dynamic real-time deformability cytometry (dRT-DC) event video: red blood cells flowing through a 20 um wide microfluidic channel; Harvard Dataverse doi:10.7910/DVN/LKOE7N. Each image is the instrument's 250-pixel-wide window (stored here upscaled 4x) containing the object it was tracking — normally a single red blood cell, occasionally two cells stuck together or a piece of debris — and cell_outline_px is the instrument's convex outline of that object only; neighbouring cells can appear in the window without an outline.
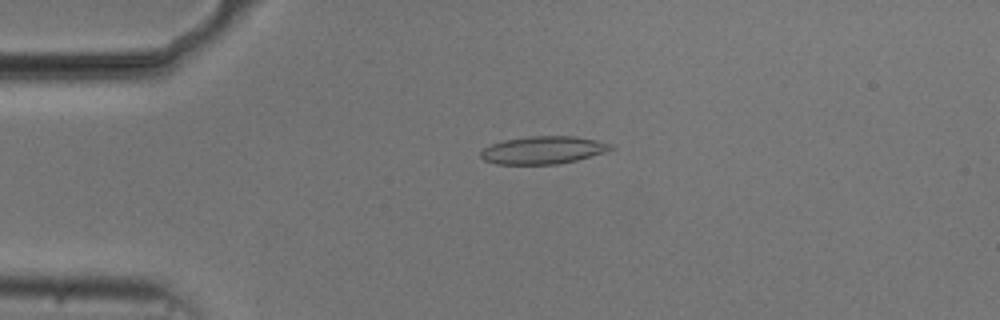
{"species": "common noctule bat (a hibernating species)", "species_latin": "Nyctalus noctula", "temperature_condition": "cold", "stored_images_in_passage": 44, "camera_frame_rate_fps": 3000, "um_per_image_px": 0.085, "animal": {"sex": "male", "body_mass_g": 20.5, "forearm_length_mm": 52.5}, "frame": {"image": 1, "passage_image": 5, "time_ms": 1.333, "image_size_px": [1000, 320], "cell_outline_px": [[616, 148], [604, 152], [576, 160], [556, 164], [496, 164], [484, 160], [480, 156], [480, 152], [484, 148], [492, 144], [504, 140], [528, 136], [572, 136], [596, 140], [608, 144]], "centroid_in_image_um": [46.13, 12.76], "position_along_channel_um": 38.9, "area_um2": 20.75}}
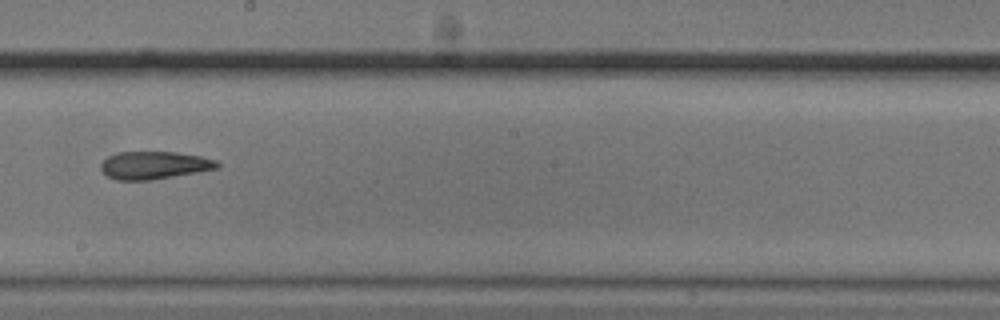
{"frame": {"image": 2, "passage_image": 23, "time_ms": 7.333, "image_size_px": [1000, 320], "cell_outline_px": [[220, 168], [152, 180], [116, 180], [108, 176], [100, 168], [100, 164], [108, 156], [116, 152], [176, 152], [200, 156], [216, 160], [220, 164]], "centroid_in_image_um": [13.11, 14.04], "position_along_channel_um": 235.1, "area_um2": 18.84}}
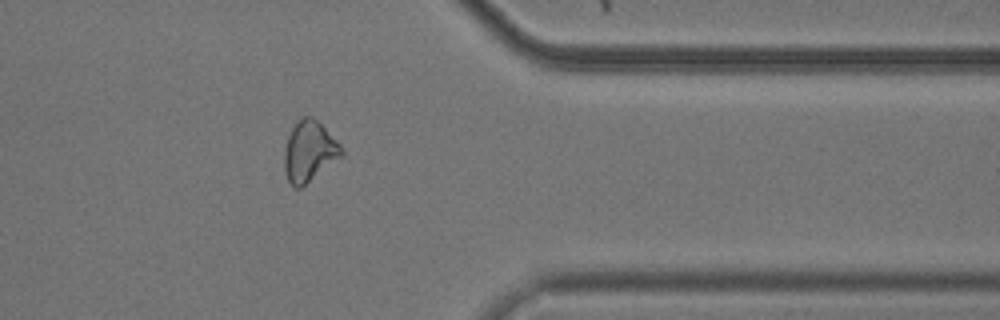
{"frame": {"image": 3, "passage_image": 36, "time_ms": 11.667, "image_size_px": [1000, 320], "cell_outline_px": [[344, 156], [300, 188], [296, 188], [288, 180], [284, 172], [284, 148], [288, 136], [292, 128], [304, 116], [312, 116], [340, 144], [344, 152]], "centroid_in_image_um": [26.29, 12.89], "position_along_channel_um": 385.1, "area_um2": 20.06}, "authors_computed_cell_mechanics": {"area_um2": 19.8254, "velocity_mm_per_s": 3.756, "shape_relaxation_time_tau1_ms": 6.4441, "shape_relaxation_time_tau2_ms": 5.5904, "deformation_change_tau1": 0.1574, "deformation_change_tau2": 0.1633}}